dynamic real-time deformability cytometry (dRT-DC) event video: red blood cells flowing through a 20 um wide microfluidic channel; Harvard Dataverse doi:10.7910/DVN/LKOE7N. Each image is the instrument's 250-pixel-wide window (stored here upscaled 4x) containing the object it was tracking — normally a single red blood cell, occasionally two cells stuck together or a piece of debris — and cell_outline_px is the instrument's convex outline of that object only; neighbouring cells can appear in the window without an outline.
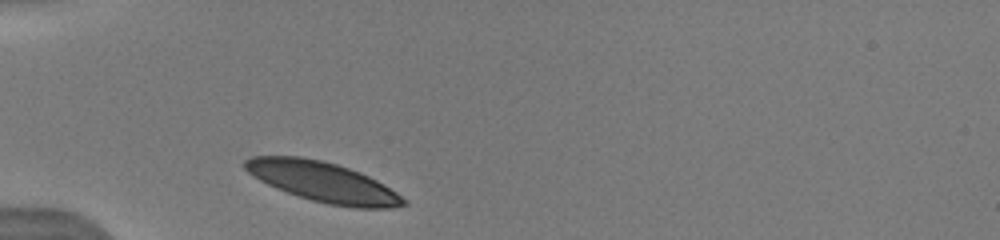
{"species": "human", "species_latin": "Homo sapiens", "temperature_condition": "warm", "stored_images_in_passage": 3, "camera_frame_rate_fps": 3000, "um_per_image_px": 0.085, "donor": {"sex": "male"}, "frame": {"image": 1, "passage_image": 1, "time_ms": 0.0, "image_size_px": [1000, 240], "cell_outline_px": [[408, 204], [392, 208], [356, 208], [328, 204], [312, 200], [276, 188], [260, 180], [248, 172], [244, 168], [244, 160], [252, 156], [300, 156], [320, 160], [336, 164], [360, 172], [384, 184], [408, 200]], "centroid_in_image_um": [27.48, 15.47], "position_along_channel_um": 57.5, "area_um2": 36.76}}